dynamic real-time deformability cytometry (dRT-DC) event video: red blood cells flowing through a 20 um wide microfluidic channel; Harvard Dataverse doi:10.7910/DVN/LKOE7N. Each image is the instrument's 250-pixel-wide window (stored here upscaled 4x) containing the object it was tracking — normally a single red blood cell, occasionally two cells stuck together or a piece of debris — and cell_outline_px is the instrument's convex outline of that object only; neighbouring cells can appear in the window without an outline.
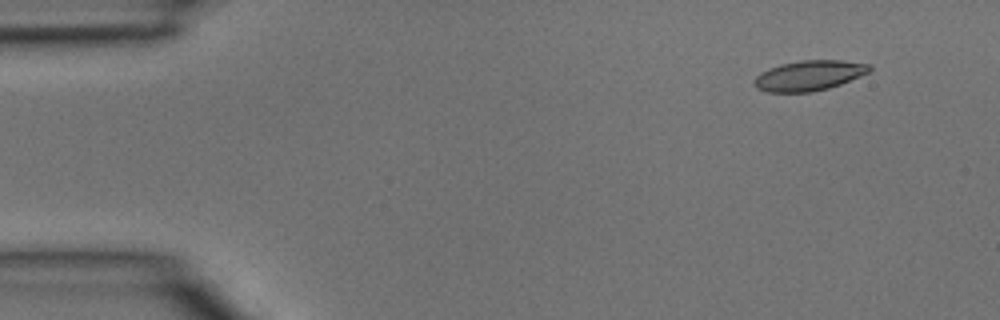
{"species": "common noctule bat (a hibernating species)", "species_latin": "Nyctalus noctula", "temperature_condition": "room temperature", "stored_images_in_passage": 3, "camera_frame_rate_fps": 3000, "um_per_image_px": 0.085, "animal": {"sex": "male", "body_mass_g": 15.6}, "frame": {"image": 1, "passage_image": 1, "time_ms": 0.0, "image_size_px": [1000, 320], "cell_outline_px": [[872, 68], [868, 72], [860, 76], [840, 84], [828, 88], [812, 92], [768, 92], [756, 88], [752, 84], [752, 80], [760, 72], [768, 68], [780, 64], [800, 60], [840, 60], [868, 64]], "centroid_in_image_um": [68.7, 6.42], "position_along_channel_um": 16.3, "area_um2": 20.35}}